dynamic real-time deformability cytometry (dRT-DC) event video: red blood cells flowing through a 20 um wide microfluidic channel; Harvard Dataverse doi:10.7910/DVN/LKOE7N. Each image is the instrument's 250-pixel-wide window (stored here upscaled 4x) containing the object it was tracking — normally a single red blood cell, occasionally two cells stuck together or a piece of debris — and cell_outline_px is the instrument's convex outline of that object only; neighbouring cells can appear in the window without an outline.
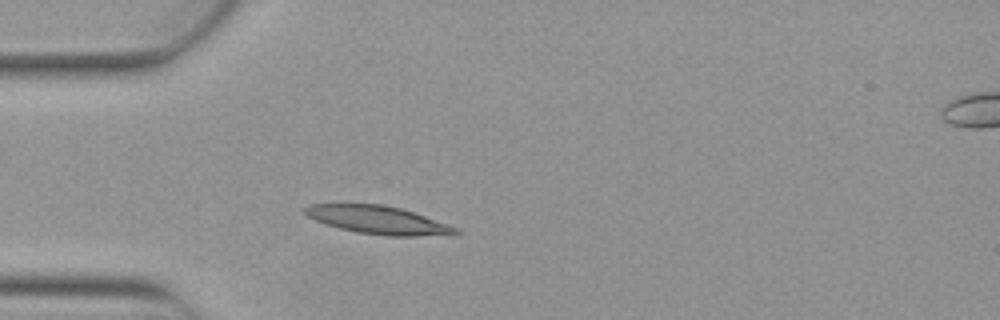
{"species": "Egyptian fruit bat (a non-hibernating species)", "species_latin": "Rousettus aegyptiacus", "temperature_condition": "warm", "stored_images_in_passage": 4, "camera_frame_rate_fps": 3000, "um_per_image_px": 0.085, "animal": {"sex": "female"}, "frame": {"image": 1, "passage_image": 3, "time_ms": 0.667, "image_size_px": [1000, 320], "cell_outline_px": [[460, 232], [416, 236], [384, 236], [356, 232], [340, 228], [316, 220], [308, 216], [300, 208], [308, 204], [380, 204], [400, 208], [460, 228]], "centroid_in_image_um": [32.07, 18.69], "position_along_channel_um": 52.9, "area_um2": 24.28}}